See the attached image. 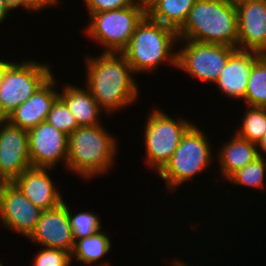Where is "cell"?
<instances>
[{
    "label": "cell",
    "mask_w": 266,
    "mask_h": 266,
    "mask_svg": "<svg viewBox=\"0 0 266 266\" xmlns=\"http://www.w3.org/2000/svg\"><path fill=\"white\" fill-rule=\"evenodd\" d=\"M258 157L256 144L235 133L231 139L223 143L216 156L221 177L227 180L233 173L244 168Z\"/></svg>",
    "instance_id": "d6986e66"
},
{
    "label": "cell",
    "mask_w": 266,
    "mask_h": 266,
    "mask_svg": "<svg viewBox=\"0 0 266 266\" xmlns=\"http://www.w3.org/2000/svg\"><path fill=\"white\" fill-rule=\"evenodd\" d=\"M12 61H8V60H1L0 59V81L2 79V75L4 73V70L7 68V66L11 63Z\"/></svg>",
    "instance_id": "1f68e13d"
},
{
    "label": "cell",
    "mask_w": 266,
    "mask_h": 266,
    "mask_svg": "<svg viewBox=\"0 0 266 266\" xmlns=\"http://www.w3.org/2000/svg\"><path fill=\"white\" fill-rule=\"evenodd\" d=\"M177 50V69L208 83H215L227 64L229 56L237 49L224 44L199 43L181 40ZM185 44V45H184Z\"/></svg>",
    "instance_id": "9c48e42d"
},
{
    "label": "cell",
    "mask_w": 266,
    "mask_h": 266,
    "mask_svg": "<svg viewBox=\"0 0 266 266\" xmlns=\"http://www.w3.org/2000/svg\"><path fill=\"white\" fill-rule=\"evenodd\" d=\"M196 0H152L147 5V15L178 31L185 23Z\"/></svg>",
    "instance_id": "ffe728a7"
},
{
    "label": "cell",
    "mask_w": 266,
    "mask_h": 266,
    "mask_svg": "<svg viewBox=\"0 0 266 266\" xmlns=\"http://www.w3.org/2000/svg\"><path fill=\"white\" fill-rule=\"evenodd\" d=\"M29 167L27 130L0 119V179L13 182Z\"/></svg>",
    "instance_id": "8fae6325"
},
{
    "label": "cell",
    "mask_w": 266,
    "mask_h": 266,
    "mask_svg": "<svg viewBox=\"0 0 266 266\" xmlns=\"http://www.w3.org/2000/svg\"><path fill=\"white\" fill-rule=\"evenodd\" d=\"M160 108H152L144 126L146 164L156 175L165 167L180 140L193 125L184 118L172 119Z\"/></svg>",
    "instance_id": "52a82bcc"
},
{
    "label": "cell",
    "mask_w": 266,
    "mask_h": 266,
    "mask_svg": "<svg viewBox=\"0 0 266 266\" xmlns=\"http://www.w3.org/2000/svg\"><path fill=\"white\" fill-rule=\"evenodd\" d=\"M111 245L110 237L103 231L75 240L71 253L72 262L76 259L81 265L91 266L110 251Z\"/></svg>",
    "instance_id": "44dd1931"
},
{
    "label": "cell",
    "mask_w": 266,
    "mask_h": 266,
    "mask_svg": "<svg viewBox=\"0 0 266 266\" xmlns=\"http://www.w3.org/2000/svg\"><path fill=\"white\" fill-rule=\"evenodd\" d=\"M61 91L59 92V98L67 105L79 127L101 124L99 116H102L103 110L87 87L80 88L76 84L70 85V83H67Z\"/></svg>",
    "instance_id": "ac0fdd59"
},
{
    "label": "cell",
    "mask_w": 266,
    "mask_h": 266,
    "mask_svg": "<svg viewBox=\"0 0 266 266\" xmlns=\"http://www.w3.org/2000/svg\"><path fill=\"white\" fill-rule=\"evenodd\" d=\"M11 0H0V24L6 19L11 11H14Z\"/></svg>",
    "instance_id": "f546056e"
},
{
    "label": "cell",
    "mask_w": 266,
    "mask_h": 266,
    "mask_svg": "<svg viewBox=\"0 0 266 266\" xmlns=\"http://www.w3.org/2000/svg\"><path fill=\"white\" fill-rule=\"evenodd\" d=\"M178 39L237 48L238 16L234 0H196Z\"/></svg>",
    "instance_id": "7a4b0ae2"
},
{
    "label": "cell",
    "mask_w": 266,
    "mask_h": 266,
    "mask_svg": "<svg viewBox=\"0 0 266 266\" xmlns=\"http://www.w3.org/2000/svg\"><path fill=\"white\" fill-rule=\"evenodd\" d=\"M266 157L259 156L244 168L233 173L227 181L253 189H265Z\"/></svg>",
    "instance_id": "cb8c5ba5"
},
{
    "label": "cell",
    "mask_w": 266,
    "mask_h": 266,
    "mask_svg": "<svg viewBox=\"0 0 266 266\" xmlns=\"http://www.w3.org/2000/svg\"><path fill=\"white\" fill-rule=\"evenodd\" d=\"M178 42V33L175 29L146 15L121 53L135 75L145 72L148 74L159 69L158 67L165 62L177 68V52L173 49Z\"/></svg>",
    "instance_id": "277c9868"
},
{
    "label": "cell",
    "mask_w": 266,
    "mask_h": 266,
    "mask_svg": "<svg viewBox=\"0 0 266 266\" xmlns=\"http://www.w3.org/2000/svg\"><path fill=\"white\" fill-rule=\"evenodd\" d=\"M109 263H107V261L106 262H104V264H99V265H95V266H110V265H108Z\"/></svg>",
    "instance_id": "e575fe53"
},
{
    "label": "cell",
    "mask_w": 266,
    "mask_h": 266,
    "mask_svg": "<svg viewBox=\"0 0 266 266\" xmlns=\"http://www.w3.org/2000/svg\"><path fill=\"white\" fill-rule=\"evenodd\" d=\"M12 5L15 9L22 8L27 12H40L42 9H47V7L59 6L58 4L61 2L59 0H11Z\"/></svg>",
    "instance_id": "f1b7e54d"
},
{
    "label": "cell",
    "mask_w": 266,
    "mask_h": 266,
    "mask_svg": "<svg viewBox=\"0 0 266 266\" xmlns=\"http://www.w3.org/2000/svg\"><path fill=\"white\" fill-rule=\"evenodd\" d=\"M53 75L51 67L36 60L11 62L0 81V119L7 117Z\"/></svg>",
    "instance_id": "ba28073f"
},
{
    "label": "cell",
    "mask_w": 266,
    "mask_h": 266,
    "mask_svg": "<svg viewBox=\"0 0 266 266\" xmlns=\"http://www.w3.org/2000/svg\"><path fill=\"white\" fill-rule=\"evenodd\" d=\"M205 132L193 124L180 140L168 163L158 173L169 191H175L181 184L193 176L207 171L214 164V154Z\"/></svg>",
    "instance_id": "5b68a950"
},
{
    "label": "cell",
    "mask_w": 266,
    "mask_h": 266,
    "mask_svg": "<svg viewBox=\"0 0 266 266\" xmlns=\"http://www.w3.org/2000/svg\"><path fill=\"white\" fill-rule=\"evenodd\" d=\"M142 4L147 6L152 0H139Z\"/></svg>",
    "instance_id": "836d02e7"
},
{
    "label": "cell",
    "mask_w": 266,
    "mask_h": 266,
    "mask_svg": "<svg viewBox=\"0 0 266 266\" xmlns=\"http://www.w3.org/2000/svg\"><path fill=\"white\" fill-rule=\"evenodd\" d=\"M45 121L68 136L79 127L75 117L59 97L53 103Z\"/></svg>",
    "instance_id": "484cf974"
},
{
    "label": "cell",
    "mask_w": 266,
    "mask_h": 266,
    "mask_svg": "<svg viewBox=\"0 0 266 266\" xmlns=\"http://www.w3.org/2000/svg\"><path fill=\"white\" fill-rule=\"evenodd\" d=\"M56 78L52 75L23 104H20L8 117L12 125L29 130L44 122L55 100L59 97ZM55 88V89H54Z\"/></svg>",
    "instance_id": "2e32d148"
},
{
    "label": "cell",
    "mask_w": 266,
    "mask_h": 266,
    "mask_svg": "<svg viewBox=\"0 0 266 266\" xmlns=\"http://www.w3.org/2000/svg\"><path fill=\"white\" fill-rule=\"evenodd\" d=\"M32 167L54 169L59 162L67 166L68 135L46 121L27 130Z\"/></svg>",
    "instance_id": "7c38bea8"
},
{
    "label": "cell",
    "mask_w": 266,
    "mask_h": 266,
    "mask_svg": "<svg viewBox=\"0 0 266 266\" xmlns=\"http://www.w3.org/2000/svg\"><path fill=\"white\" fill-rule=\"evenodd\" d=\"M243 112L240 130L235 133L252 143L257 144L266 133V107L247 106Z\"/></svg>",
    "instance_id": "603a6c76"
},
{
    "label": "cell",
    "mask_w": 266,
    "mask_h": 266,
    "mask_svg": "<svg viewBox=\"0 0 266 266\" xmlns=\"http://www.w3.org/2000/svg\"><path fill=\"white\" fill-rule=\"evenodd\" d=\"M41 212L13 182L0 185V222L5 228L29 238Z\"/></svg>",
    "instance_id": "30bf717a"
},
{
    "label": "cell",
    "mask_w": 266,
    "mask_h": 266,
    "mask_svg": "<svg viewBox=\"0 0 266 266\" xmlns=\"http://www.w3.org/2000/svg\"><path fill=\"white\" fill-rule=\"evenodd\" d=\"M51 169L31 166L13 181L25 197L42 211L56 208L64 201L50 177Z\"/></svg>",
    "instance_id": "e0dca14e"
},
{
    "label": "cell",
    "mask_w": 266,
    "mask_h": 266,
    "mask_svg": "<svg viewBox=\"0 0 266 266\" xmlns=\"http://www.w3.org/2000/svg\"><path fill=\"white\" fill-rule=\"evenodd\" d=\"M29 240L44 247L62 249L71 254L74 239L68 217L67 203L63 201L56 208L42 211L36 229Z\"/></svg>",
    "instance_id": "5bb4252c"
},
{
    "label": "cell",
    "mask_w": 266,
    "mask_h": 266,
    "mask_svg": "<svg viewBox=\"0 0 266 266\" xmlns=\"http://www.w3.org/2000/svg\"><path fill=\"white\" fill-rule=\"evenodd\" d=\"M68 206V217L73 234V239L79 240L89 237L101 231L100 218L93 212L86 210L72 215V211Z\"/></svg>",
    "instance_id": "d4e9b609"
},
{
    "label": "cell",
    "mask_w": 266,
    "mask_h": 266,
    "mask_svg": "<svg viewBox=\"0 0 266 266\" xmlns=\"http://www.w3.org/2000/svg\"><path fill=\"white\" fill-rule=\"evenodd\" d=\"M85 57L84 86L107 115L135 104L140 90L133 77L135 72L122 53L102 52L99 56Z\"/></svg>",
    "instance_id": "6da1fadb"
},
{
    "label": "cell",
    "mask_w": 266,
    "mask_h": 266,
    "mask_svg": "<svg viewBox=\"0 0 266 266\" xmlns=\"http://www.w3.org/2000/svg\"><path fill=\"white\" fill-rule=\"evenodd\" d=\"M32 266H70L71 254L62 249L43 247L35 254Z\"/></svg>",
    "instance_id": "4316f807"
},
{
    "label": "cell",
    "mask_w": 266,
    "mask_h": 266,
    "mask_svg": "<svg viewBox=\"0 0 266 266\" xmlns=\"http://www.w3.org/2000/svg\"><path fill=\"white\" fill-rule=\"evenodd\" d=\"M87 6L88 15L122 9L134 5L138 0H83Z\"/></svg>",
    "instance_id": "83f0119b"
},
{
    "label": "cell",
    "mask_w": 266,
    "mask_h": 266,
    "mask_svg": "<svg viewBox=\"0 0 266 266\" xmlns=\"http://www.w3.org/2000/svg\"><path fill=\"white\" fill-rule=\"evenodd\" d=\"M238 16L237 49L266 54V0H235Z\"/></svg>",
    "instance_id": "4fadbf2b"
},
{
    "label": "cell",
    "mask_w": 266,
    "mask_h": 266,
    "mask_svg": "<svg viewBox=\"0 0 266 266\" xmlns=\"http://www.w3.org/2000/svg\"><path fill=\"white\" fill-rule=\"evenodd\" d=\"M261 55L257 51L236 49L214 83L221 94L232 100H244L252 66Z\"/></svg>",
    "instance_id": "9a60e30c"
},
{
    "label": "cell",
    "mask_w": 266,
    "mask_h": 266,
    "mask_svg": "<svg viewBox=\"0 0 266 266\" xmlns=\"http://www.w3.org/2000/svg\"><path fill=\"white\" fill-rule=\"evenodd\" d=\"M171 264H173V266H188L186 263H184V260L182 262L181 260H176V258L175 260H173Z\"/></svg>",
    "instance_id": "d6a6232c"
},
{
    "label": "cell",
    "mask_w": 266,
    "mask_h": 266,
    "mask_svg": "<svg viewBox=\"0 0 266 266\" xmlns=\"http://www.w3.org/2000/svg\"><path fill=\"white\" fill-rule=\"evenodd\" d=\"M105 127L82 126L68 136V169L84 178L106 174L117 155V141Z\"/></svg>",
    "instance_id": "3957f363"
},
{
    "label": "cell",
    "mask_w": 266,
    "mask_h": 266,
    "mask_svg": "<svg viewBox=\"0 0 266 266\" xmlns=\"http://www.w3.org/2000/svg\"><path fill=\"white\" fill-rule=\"evenodd\" d=\"M244 101L247 106L266 107V54L252 66Z\"/></svg>",
    "instance_id": "7402d4cb"
},
{
    "label": "cell",
    "mask_w": 266,
    "mask_h": 266,
    "mask_svg": "<svg viewBox=\"0 0 266 266\" xmlns=\"http://www.w3.org/2000/svg\"><path fill=\"white\" fill-rule=\"evenodd\" d=\"M146 15L147 6L139 0L122 9L92 13L84 33L100 43L103 52L121 53Z\"/></svg>",
    "instance_id": "8992f818"
},
{
    "label": "cell",
    "mask_w": 266,
    "mask_h": 266,
    "mask_svg": "<svg viewBox=\"0 0 266 266\" xmlns=\"http://www.w3.org/2000/svg\"><path fill=\"white\" fill-rule=\"evenodd\" d=\"M256 147L258 149V154L261 157L265 158L266 154V133L263 135V137L259 140V142L256 144ZM265 153V154H264ZM264 154V155H263Z\"/></svg>",
    "instance_id": "4dcf8cb0"
}]
</instances>
